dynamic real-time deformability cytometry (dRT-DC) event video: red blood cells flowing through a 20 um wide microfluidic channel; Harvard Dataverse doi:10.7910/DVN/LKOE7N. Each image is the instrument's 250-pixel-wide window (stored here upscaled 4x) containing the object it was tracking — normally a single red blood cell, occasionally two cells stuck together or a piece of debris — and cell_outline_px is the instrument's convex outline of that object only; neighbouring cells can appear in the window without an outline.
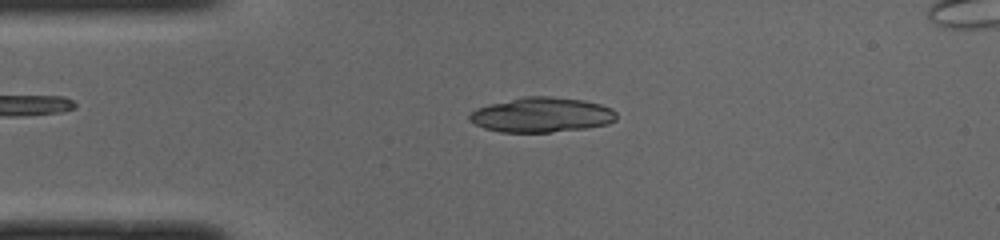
{"species": "common noctule bat (a hibernating species)", "species_latin": "Nyctalus noctula", "temperature_condition": "cold", "stored_images_in_passage": 42, "camera_frame_rate_fps": 3000, "um_per_image_px": 0.085, "animal": {"sex": "male", "body_mass_g": 19.0, "forearm_length_mm": 50.8}, "frame": {"image": 1, "passage_image": 4, "time_ms": 1.0, "image_size_px": [1000, 240], "cell_outline_px": [[616, 120], [608, 124], [584, 128], [552, 132], [500, 132], [484, 128], [468, 120], [468, 116], [476, 108], [524, 96], [552, 96], [584, 100], [600, 104], [612, 108], [616, 112]], "centroid_in_image_um": [46.06, 9.76], "position_along_channel_um": 38.9, "area_um2": 29.82}}